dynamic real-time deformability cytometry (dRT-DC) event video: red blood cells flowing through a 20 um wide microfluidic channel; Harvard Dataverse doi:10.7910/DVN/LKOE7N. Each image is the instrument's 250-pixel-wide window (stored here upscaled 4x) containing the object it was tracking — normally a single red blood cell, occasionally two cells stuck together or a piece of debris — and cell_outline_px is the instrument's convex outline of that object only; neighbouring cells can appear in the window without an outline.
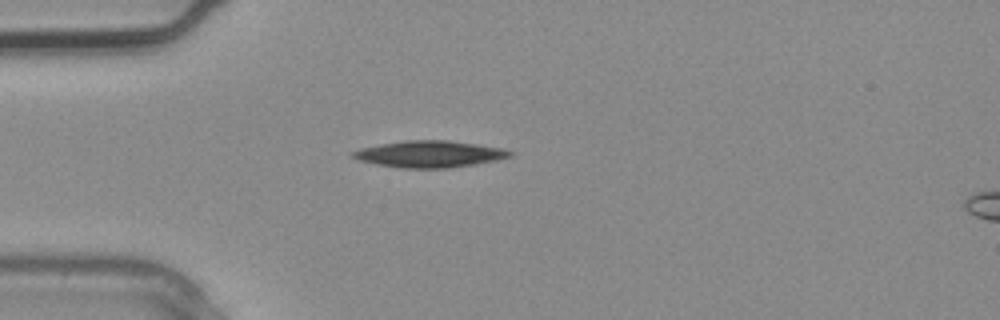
{"species": "common noctule bat (a hibernating species)", "species_latin": "Nyctalus noctula", "temperature_condition": "warm", "stored_images_in_passage": 2, "camera_frame_rate_fps": 3000, "um_per_image_px": 0.085, "animal": {"sex": "male", "body_mass_g": 20.4}, "frame": {"image": 1, "passage_image": 2, "time_ms": 0.333, "image_size_px": [1000, 320], "cell_outline_px": [[516, 152], [512, 156], [476, 164], [448, 168], [400, 168], [376, 164], [356, 160], [352, 156], [352, 152], [360, 148], [380, 144], [408, 140], [448, 140], [476, 144], [500, 148]], "centroid_in_image_um": [36.49, 13.1], "position_along_channel_um": 48.5, "area_um2": 24.33}}